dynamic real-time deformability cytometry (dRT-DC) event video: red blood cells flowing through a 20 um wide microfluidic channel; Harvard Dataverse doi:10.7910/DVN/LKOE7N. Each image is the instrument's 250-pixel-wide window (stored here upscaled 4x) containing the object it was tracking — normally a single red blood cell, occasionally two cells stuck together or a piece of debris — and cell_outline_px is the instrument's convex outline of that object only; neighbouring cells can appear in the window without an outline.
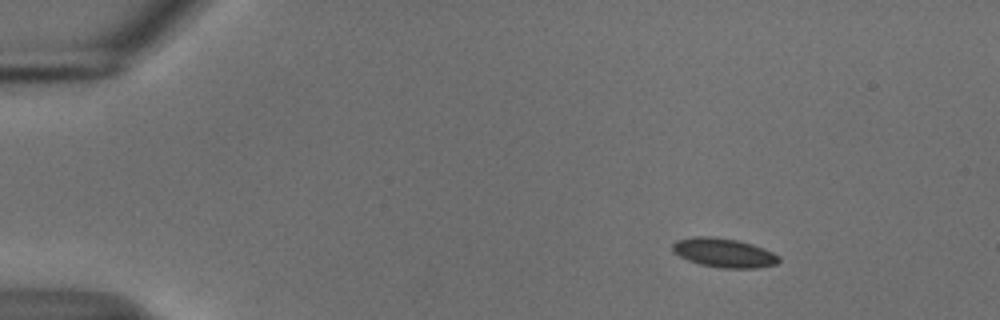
{"species": "common noctule bat (a hibernating species)", "species_latin": "Nyctalus noctula", "temperature_condition": "cold", "stored_images_in_passage": 48, "camera_frame_rate_fps": 3000, "um_per_image_px": 0.085, "animal": {"sex": "male", "body_mass_g": 18.8}, "frame": {"image": 1, "passage_image": 1, "time_ms": 0.0, "image_size_px": [1000, 320], "cell_outline_px": [[780, 260], [776, 264], [756, 268], [720, 268], [700, 264], [688, 260], [672, 252], [672, 244], [676, 240], [696, 236], [712, 236], [736, 240], [752, 244], [764, 248], [780, 256]], "centroid_in_image_um": [61.52, 21.48], "position_along_channel_um": 23.5, "area_um2": 18.09}}
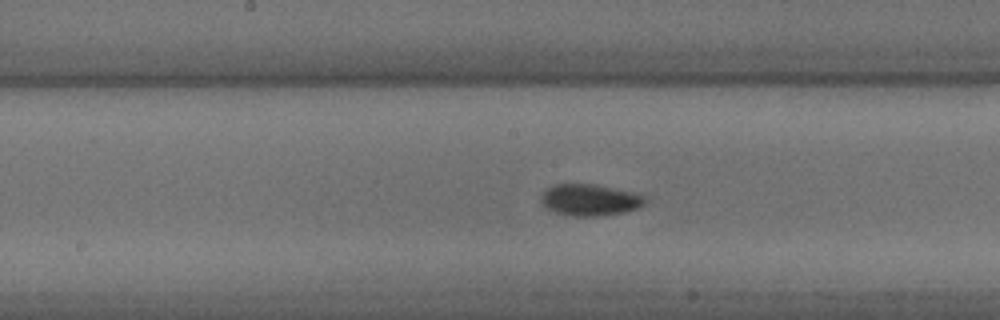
{"frame": {"image": 2, "passage_image": 22, "time_ms": 7.0, "image_size_px": [1000, 320], "cell_outline_px": [[648, 200], [640, 208], [624, 212], [604, 216], [576, 216], [556, 212], [548, 208], [540, 200], [540, 196], [548, 188], [556, 184], [592, 184], [632, 192], [644, 196]], "centroid_in_image_um": [50.18, 17.0], "position_along_channel_um": 198.0, "area_um2": 18.96}}
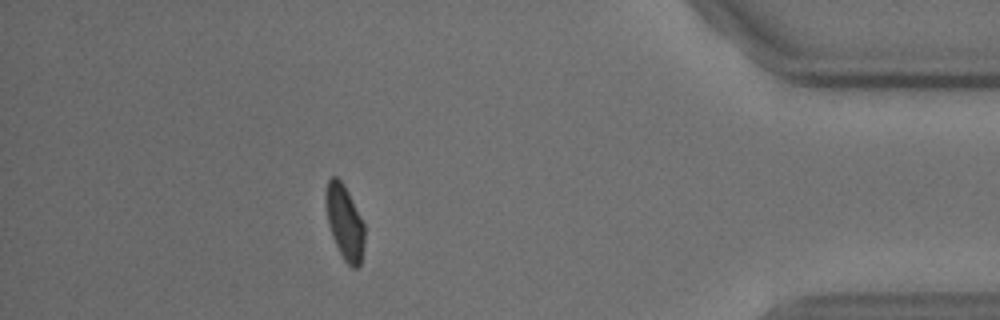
{"frame": {"image": 3, "passage_image": 42, "time_ms": 13.667, "image_size_px": [1000, 320], "cell_outline_px": [[364, 244], [360, 264], [356, 268], [352, 268], [344, 260], [332, 236], [328, 224], [324, 200], [328, 180], [332, 176], [336, 176], [340, 180], [348, 192], [364, 224]], "centroid_in_image_um": [29.28, 18.89], "position_along_channel_um": 405.9, "area_um2": 16.65}, "authors_computed_cell_mechanics": {"area_um2": 17.5134, "velocity_mm_per_s": 3.7268, "shape_relaxation_time_tau1_ms": 2.9546, "shape_relaxation_time_tau2_ms": null, "deformation_change_tau1": 0.0684, "deformation_change_tau2": null}}